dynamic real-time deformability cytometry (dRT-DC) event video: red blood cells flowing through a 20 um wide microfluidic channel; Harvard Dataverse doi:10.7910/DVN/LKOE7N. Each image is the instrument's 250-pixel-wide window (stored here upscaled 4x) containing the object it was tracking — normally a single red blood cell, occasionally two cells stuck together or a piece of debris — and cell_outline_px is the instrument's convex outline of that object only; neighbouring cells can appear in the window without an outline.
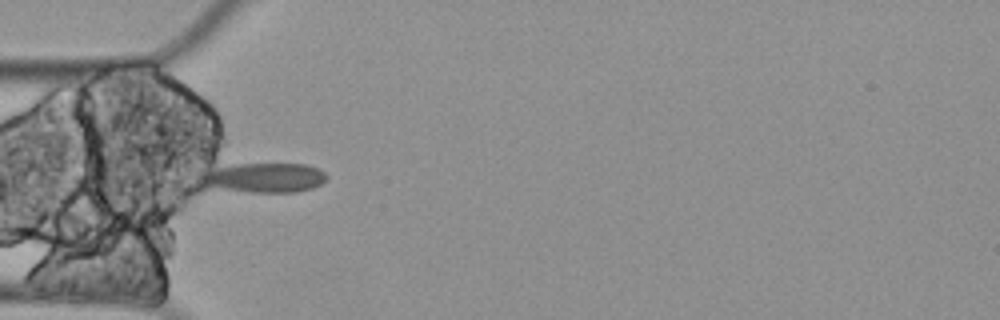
{"species": "Egyptian fruit bat (a non-hibernating species)", "species_latin": "Rousettus aegyptiacus", "temperature_condition": "cold", "stored_images_in_passage": 10, "camera_frame_rate_fps": 3000, "um_per_image_px": 0.085, "animal": {"sex": "female"}, "frame": {"image": 1, "passage_image": 2, "time_ms": 0.333, "image_size_px": [1000, 320], "cell_outline_px": [[328, 176], [320, 184], [312, 188], [296, 192], [252, 192], [200, 188], [192, 176], [196, 172], [236, 164], [308, 164], [320, 168]], "centroid_in_image_um": [22.22, 15.11], "position_along_channel_um": 62.8, "area_um2": 22.83}}
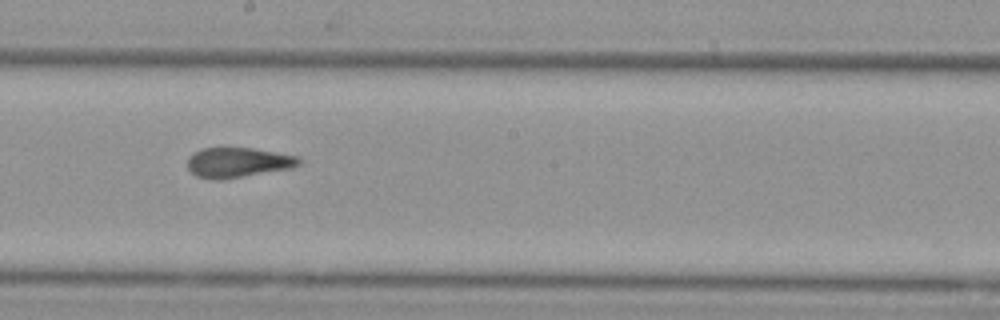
{"frame": {"image": 2, "passage_image": 6, "time_ms": 1.667, "image_size_px": [1000, 320], "cell_outline_px": [[300, 164], [292, 168], [220, 180], [216, 180], [196, 176], [188, 168], [188, 156], [200, 148], [252, 148], [296, 156], [300, 160]], "centroid_in_image_um": [20.19, 13.81], "position_along_channel_um": 228.0, "area_um2": 19.31}}
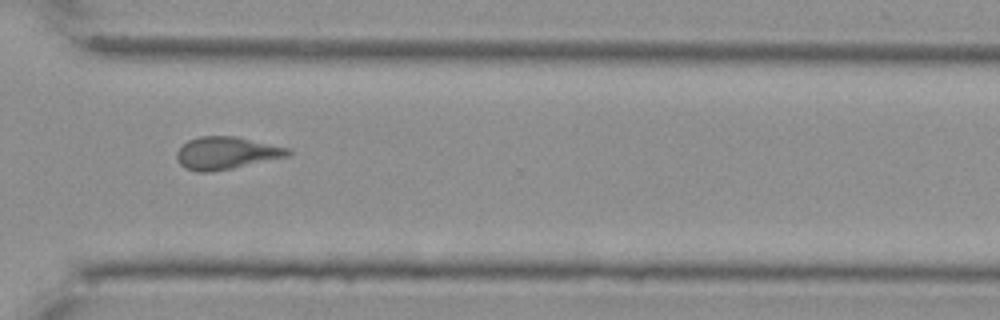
{"frame": {"image": 3, "passage_image": 9, "time_ms": 2.667, "image_size_px": [1000, 320], "cell_outline_px": [[292, 156], [212, 172], [196, 172], [184, 168], [180, 164], [176, 156], [176, 152], [188, 140], [200, 136], [236, 136], [288, 148], [292, 152]], "centroid_in_image_um": [19.25, 13.02], "position_along_channel_um": 351.4, "area_um2": 21.15}}